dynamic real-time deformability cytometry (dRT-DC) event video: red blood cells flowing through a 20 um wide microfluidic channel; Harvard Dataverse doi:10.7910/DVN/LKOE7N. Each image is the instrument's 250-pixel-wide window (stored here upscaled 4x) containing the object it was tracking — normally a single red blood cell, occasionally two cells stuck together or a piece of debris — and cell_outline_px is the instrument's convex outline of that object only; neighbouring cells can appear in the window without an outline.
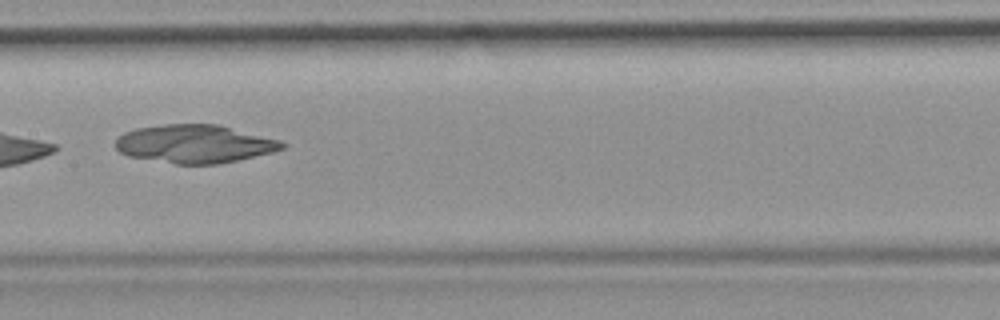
{"species": "common noctule bat (a hibernating species)", "species_latin": "Nyctalus noctula", "temperature_condition": "room temperature", "stored_images_in_passage": 7, "camera_frame_rate_fps": 3000, "um_per_image_px": 0.085, "animal": {"sex": "female", "body_mass_g": 19.9}, "frame": {"image": 1, "passage_image": 7, "time_ms": 7.667, "image_size_px": [1000, 320], "cell_outline_px": [[284, 148], [272, 152], [220, 164], [176, 164], [128, 156], [120, 152], [116, 148], [116, 140], [124, 132], [136, 128], [164, 124], [220, 124], [280, 140], [284, 144]], "centroid_in_image_um": [16.54, 12.22], "position_along_channel_um": 190.9, "area_um2": 37.11}}